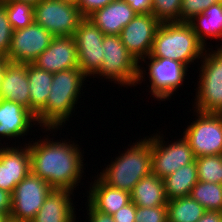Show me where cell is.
Listing matches in <instances>:
<instances>
[{"label": "cell", "instance_id": "4fadbf2b", "mask_svg": "<svg viewBox=\"0 0 222 222\" xmlns=\"http://www.w3.org/2000/svg\"><path fill=\"white\" fill-rule=\"evenodd\" d=\"M52 38L53 35L36 22L13 31L7 61L22 64L32 63L49 47Z\"/></svg>", "mask_w": 222, "mask_h": 222}, {"label": "cell", "instance_id": "ab89813d", "mask_svg": "<svg viewBox=\"0 0 222 222\" xmlns=\"http://www.w3.org/2000/svg\"><path fill=\"white\" fill-rule=\"evenodd\" d=\"M9 218H10L9 214L0 213V222H7Z\"/></svg>", "mask_w": 222, "mask_h": 222}, {"label": "cell", "instance_id": "ee69618b", "mask_svg": "<svg viewBox=\"0 0 222 222\" xmlns=\"http://www.w3.org/2000/svg\"><path fill=\"white\" fill-rule=\"evenodd\" d=\"M7 1H10V0H0V4H3L5 2H7Z\"/></svg>", "mask_w": 222, "mask_h": 222}, {"label": "cell", "instance_id": "2e32d148", "mask_svg": "<svg viewBox=\"0 0 222 222\" xmlns=\"http://www.w3.org/2000/svg\"><path fill=\"white\" fill-rule=\"evenodd\" d=\"M32 64L53 74L79 67L74 36H53L49 47Z\"/></svg>", "mask_w": 222, "mask_h": 222}, {"label": "cell", "instance_id": "6da1fadb", "mask_svg": "<svg viewBox=\"0 0 222 222\" xmlns=\"http://www.w3.org/2000/svg\"><path fill=\"white\" fill-rule=\"evenodd\" d=\"M52 140V141H50ZM37 140L29 145L31 171L53 189L74 191L83 176L84 164L81 149L75 142H60L51 138Z\"/></svg>", "mask_w": 222, "mask_h": 222}, {"label": "cell", "instance_id": "1f68e13d", "mask_svg": "<svg viewBox=\"0 0 222 222\" xmlns=\"http://www.w3.org/2000/svg\"><path fill=\"white\" fill-rule=\"evenodd\" d=\"M13 28L9 23L5 7L0 4V57L8 59Z\"/></svg>", "mask_w": 222, "mask_h": 222}, {"label": "cell", "instance_id": "d6986e66", "mask_svg": "<svg viewBox=\"0 0 222 222\" xmlns=\"http://www.w3.org/2000/svg\"><path fill=\"white\" fill-rule=\"evenodd\" d=\"M137 15L124 0H114L95 10L90 19L105 35H120L122 29Z\"/></svg>", "mask_w": 222, "mask_h": 222}, {"label": "cell", "instance_id": "603a6c76", "mask_svg": "<svg viewBox=\"0 0 222 222\" xmlns=\"http://www.w3.org/2000/svg\"><path fill=\"white\" fill-rule=\"evenodd\" d=\"M198 40L206 45V40L211 39H222V1H218L209 8H207L201 14L195 16L191 21L188 22ZM207 38V39H206ZM222 47V43L220 46Z\"/></svg>", "mask_w": 222, "mask_h": 222}, {"label": "cell", "instance_id": "74e56055", "mask_svg": "<svg viewBox=\"0 0 222 222\" xmlns=\"http://www.w3.org/2000/svg\"><path fill=\"white\" fill-rule=\"evenodd\" d=\"M12 194L0 189V213H11Z\"/></svg>", "mask_w": 222, "mask_h": 222}, {"label": "cell", "instance_id": "ac0fdd59", "mask_svg": "<svg viewBox=\"0 0 222 222\" xmlns=\"http://www.w3.org/2000/svg\"><path fill=\"white\" fill-rule=\"evenodd\" d=\"M35 123L36 116L30 110L15 102L0 99V137L20 139V136L27 135Z\"/></svg>", "mask_w": 222, "mask_h": 222}, {"label": "cell", "instance_id": "9a60e30c", "mask_svg": "<svg viewBox=\"0 0 222 222\" xmlns=\"http://www.w3.org/2000/svg\"><path fill=\"white\" fill-rule=\"evenodd\" d=\"M20 147V148H19ZM31 171L29 145L0 148V189L13 194L15 186Z\"/></svg>", "mask_w": 222, "mask_h": 222}, {"label": "cell", "instance_id": "ba28073f", "mask_svg": "<svg viewBox=\"0 0 222 222\" xmlns=\"http://www.w3.org/2000/svg\"><path fill=\"white\" fill-rule=\"evenodd\" d=\"M83 18L76 5L60 0H41L34 5V22L53 36H74Z\"/></svg>", "mask_w": 222, "mask_h": 222}, {"label": "cell", "instance_id": "9c48e42d", "mask_svg": "<svg viewBox=\"0 0 222 222\" xmlns=\"http://www.w3.org/2000/svg\"><path fill=\"white\" fill-rule=\"evenodd\" d=\"M53 188L32 171L21 180L12 194L10 219L30 222L44 204Z\"/></svg>", "mask_w": 222, "mask_h": 222}, {"label": "cell", "instance_id": "8992f818", "mask_svg": "<svg viewBox=\"0 0 222 222\" xmlns=\"http://www.w3.org/2000/svg\"><path fill=\"white\" fill-rule=\"evenodd\" d=\"M209 49L200 58L203 61L198 88L194 89L197 90L194 111L222 114V47H217V51Z\"/></svg>", "mask_w": 222, "mask_h": 222}, {"label": "cell", "instance_id": "7a4b0ae2", "mask_svg": "<svg viewBox=\"0 0 222 222\" xmlns=\"http://www.w3.org/2000/svg\"><path fill=\"white\" fill-rule=\"evenodd\" d=\"M86 78L79 67L54 73L47 103L37 113V125L46 131H54L65 124L76 109Z\"/></svg>", "mask_w": 222, "mask_h": 222}, {"label": "cell", "instance_id": "d6a6232c", "mask_svg": "<svg viewBox=\"0 0 222 222\" xmlns=\"http://www.w3.org/2000/svg\"><path fill=\"white\" fill-rule=\"evenodd\" d=\"M135 222H168L167 206H136Z\"/></svg>", "mask_w": 222, "mask_h": 222}, {"label": "cell", "instance_id": "e575fe53", "mask_svg": "<svg viewBox=\"0 0 222 222\" xmlns=\"http://www.w3.org/2000/svg\"><path fill=\"white\" fill-rule=\"evenodd\" d=\"M136 205L131 201L115 212L112 217L115 222H135Z\"/></svg>", "mask_w": 222, "mask_h": 222}, {"label": "cell", "instance_id": "8fae6325", "mask_svg": "<svg viewBox=\"0 0 222 222\" xmlns=\"http://www.w3.org/2000/svg\"><path fill=\"white\" fill-rule=\"evenodd\" d=\"M148 58V59H147ZM148 65V76L150 82L151 94L157 100H168L171 95L182 86L187 75L188 67L178 61L167 58H154L150 55L143 58L140 62H146Z\"/></svg>", "mask_w": 222, "mask_h": 222}, {"label": "cell", "instance_id": "52a82bcc", "mask_svg": "<svg viewBox=\"0 0 222 222\" xmlns=\"http://www.w3.org/2000/svg\"><path fill=\"white\" fill-rule=\"evenodd\" d=\"M196 112L198 118L185 129L195 157L222 154V114Z\"/></svg>", "mask_w": 222, "mask_h": 222}, {"label": "cell", "instance_id": "f6af8a7d", "mask_svg": "<svg viewBox=\"0 0 222 222\" xmlns=\"http://www.w3.org/2000/svg\"><path fill=\"white\" fill-rule=\"evenodd\" d=\"M7 222H19V221H15L9 218Z\"/></svg>", "mask_w": 222, "mask_h": 222}, {"label": "cell", "instance_id": "7402d4cb", "mask_svg": "<svg viewBox=\"0 0 222 222\" xmlns=\"http://www.w3.org/2000/svg\"><path fill=\"white\" fill-rule=\"evenodd\" d=\"M131 201L139 207L166 206L164 180L150 173L144 176L133 188Z\"/></svg>", "mask_w": 222, "mask_h": 222}, {"label": "cell", "instance_id": "7c38bea8", "mask_svg": "<svg viewBox=\"0 0 222 222\" xmlns=\"http://www.w3.org/2000/svg\"><path fill=\"white\" fill-rule=\"evenodd\" d=\"M104 36L105 34L87 17L79 22L75 30L79 68L87 77L94 78L102 66Z\"/></svg>", "mask_w": 222, "mask_h": 222}, {"label": "cell", "instance_id": "f35d334b", "mask_svg": "<svg viewBox=\"0 0 222 222\" xmlns=\"http://www.w3.org/2000/svg\"><path fill=\"white\" fill-rule=\"evenodd\" d=\"M197 222H222V212L206 211Z\"/></svg>", "mask_w": 222, "mask_h": 222}, {"label": "cell", "instance_id": "d4e9b609", "mask_svg": "<svg viewBox=\"0 0 222 222\" xmlns=\"http://www.w3.org/2000/svg\"><path fill=\"white\" fill-rule=\"evenodd\" d=\"M163 180L168 201L189 196L191 189L198 182L196 162L184 165Z\"/></svg>", "mask_w": 222, "mask_h": 222}, {"label": "cell", "instance_id": "30bf717a", "mask_svg": "<svg viewBox=\"0 0 222 222\" xmlns=\"http://www.w3.org/2000/svg\"><path fill=\"white\" fill-rule=\"evenodd\" d=\"M152 136L148 138L151 141L152 150L151 173L159 178L164 179L184 165L196 160L192 148L184 136L168 145L163 143V136L157 133Z\"/></svg>", "mask_w": 222, "mask_h": 222}, {"label": "cell", "instance_id": "5b68a950", "mask_svg": "<svg viewBox=\"0 0 222 222\" xmlns=\"http://www.w3.org/2000/svg\"><path fill=\"white\" fill-rule=\"evenodd\" d=\"M102 46V66L96 73L97 77L102 76L109 81L112 79L111 81L121 87L136 86L145 80L146 70L141 68L137 59L126 49L120 35H105Z\"/></svg>", "mask_w": 222, "mask_h": 222}, {"label": "cell", "instance_id": "d590c367", "mask_svg": "<svg viewBox=\"0 0 222 222\" xmlns=\"http://www.w3.org/2000/svg\"><path fill=\"white\" fill-rule=\"evenodd\" d=\"M87 204V211H89L87 215L90 222H115L112 215L96 210L89 202Z\"/></svg>", "mask_w": 222, "mask_h": 222}, {"label": "cell", "instance_id": "5bb4252c", "mask_svg": "<svg viewBox=\"0 0 222 222\" xmlns=\"http://www.w3.org/2000/svg\"><path fill=\"white\" fill-rule=\"evenodd\" d=\"M161 22L152 13L137 14L121 31L126 49L140 63L150 55L153 41Z\"/></svg>", "mask_w": 222, "mask_h": 222}, {"label": "cell", "instance_id": "277c9868", "mask_svg": "<svg viewBox=\"0 0 222 222\" xmlns=\"http://www.w3.org/2000/svg\"><path fill=\"white\" fill-rule=\"evenodd\" d=\"M124 152L98 176L107 185L131 193L134 186L151 173V141L146 137L140 139Z\"/></svg>", "mask_w": 222, "mask_h": 222}, {"label": "cell", "instance_id": "e0dca14e", "mask_svg": "<svg viewBox=\"0 0 222 222\" xmlns=\"http://www.w3.org/2000/svg\"><path fill=\"white\" fill-rule=\"evenodd\" d=\"M0 99L15 102L30 110L27 64L6 61L1 73Z\"/></svg>", "mask_w": 222, "mask_h": 222}, {"label": "cell", "instance_id": "cb8c5ba5", "mask_svg": "<svg viewBox=\"0 0 222 222\" xmlns=\"http://www.w3.org/2000/svg\"><path fill=\"white\" fill-rule=\"evenodd\" d=\"M27 76L30 90V111L37 117V113L47 103L51 91L53 73L28 63Z\"/></svg>", "mask_w": 222, "mask_h": 222}, {"label": "cell", "instance_id": "3957f363", "mask_svg": "<svg viewBox=\"0 0 222 222\" xmlns=\"http://www.w3.org/2000/svg\"><path fill=\"white\" fill-rule=\"evenodd\" d=\"M207 49L187 22L161 23L157 29L150 56L178 61L187 67L199 60Z\"/></svg>", "mask_w": 222, "mask_h": 222}, {"label": "cell", "instance_id": "4dcf8cb0", "mask_svg": "<svg viewBox=\"0 0 222 222\" xmlns=\"http://www.w3.org/2000/svg\"><path fill=\"white\" fill-rule=\"evenodd\" d=\"M218 0H181L180 22H189Z\"/></svg>", "mask_w": 222, "mask_h": 222}, {"label": "cell", "instance_id": "f1b7e54d", "mask_svg": "<svg viewBox=\"0 0 222 222\" xmlns=\"http://www.w3.org/2000/svg\"><path fill=\"white\" fill-rule=\"evenodd\" d=\"M198 181L222 184V154L197 157Z\"/></svg>", "mask_w": 222, "mask_h": 222}, {"label": "cell", "instance_id": "b9f144b4", "mask_svg": "<svg viewBox=\"0 0 222 222\" xmlns=\"http://www.w3.org/2000/svg\"><path fill=\"white\" fill-rule=\"evenodd\" d=\"M60 1H63V2H66V3H71V4L76 5V6L79 2V0H60Z\"/></svg>", "mask_w": 222, "mask_h": 222}, {"label": "cell", "instance_id": "60d3db41", "mask_svg": "<svg viewBox=\"0 0 222 222\" xmlns=\"http://www.w3.org/2000/svg\"><path fill=\"white\" fill-rule=\"evenodd\" d=\"M6 61L7 60L5 58L0 57V84H1V73H2V70H3V67H4Z\"/></svg>", "mask_w": 222, "mask_h": 222}, {"label": "cell", "instance_id": "484cf974", "mask_svg": "<svg viewBox=\"0 0 222 222\" xmlns=\"http://www.w3.org/2000/svg\"><path fill=\"white\" fill-rule=\"evenodd\" d=\"M166 206L168 222H197L206 212L190 195L170 200Z\"/></svg>", "mask_w": 222, "mask_h": 222}, {"label": "cell", "instance_id": "44dd1931", "mask_svg": "<svg viewBox=\"0 0 222 222\" xmlns=\"http://www.w3.org/2000/svg\"><path fill=\"white\" fill-rule=\"evenodd\" d=\"M93 185L90 184L88 201L96 210L113 215L131 202V193L107 185L97 174Z\"/></svg>", "mask_w": 222, "mask_h": 222}, {"label": "cell", "instance_id": "8d00e7d4", "mask_svg": "<svg viewBox=\"0 0 222 222\" xmlns=\"http://www.w3.org/2000/svg\"><path fill=\"white\" fill-rule=\"evenodd\" d=\"M137 14L151 13L152 0H124Z\"/></svg>", "mask_w": 222, "mask_h": 222}, {"label": "cell", "instance_id": "ffe728a7", "mask_svg": "<svg viewBox=\"0 0 222 222\" xmlns=\"http://www.w3.org/2000/svg\"><path fill=\"white\" fill-rule=\"evenodd\" d=\"M71 194V190L52 189L30 222H75L76 214Z\"/></svg>", "mask_w": 222, "mask_h": 222}, {"label": "cell", "instance_id": "f546056e", "mask_svg": "<svg viewBox=\"0 0 222 222\" xmlns=\"http://www.w3.org/2000/svg\"><path fill=\"white\" fill-rule=\"evenodd\" d=\"M181 0H152L151 13L161 23L180 22Z\"/></svg>", "mask_w": 222, "mask_h": 222}, {"label": "cell", "instance_id": "836d02e7", "mask_svg": "<svg viewBox=\"0 0 222 222\" xmlns=\"http://www.w3.org/2000/svg\"><path fill=\"white\" fill-rule=\"evenodd\" d=\"M114 0H79L77 7L83 17H88L95 10L105 7Z\"/></svg>", "mask_w": 222, "mask_h": 222}, {"label": "cell", "instance_id": "83f0119b", "mask_svg": "<svg viewBox=\"0 0 222 222\" xmlns=\"http://www.w3.org/2000/svg\"><path fill=\"white\" fill-rule=\"evenodd\" d=\"M2 5L6 9L13 31L28 27L34 22V5L32 3L10 0Z\"/></svg>", "mask_w": 222, "mask_h": 222}, {"label": "cell", "instance_id": "7bdbcfd3", "mask_svg": "<svg viewBox=\"0 0 222 222\" xmlns=\"http://www.w3.org/2000/svg\"><path fill=\"white\" fill-rule=\"evenodd\" d=\"M17 1L29 2V3H32L33 5H35L41 0H17Z\"/></svg>", "mask_w": 222, "mask_h": 222}, {"label": "cell", "instance_id": "4316f807", "mask_svg": "<svg viewBox=\"0 0 222 222\" xmlns=\"http://www.w3.org/2000/svg\"><path fill=\"white\" fill-rule=\"evenodd\" d=\"M190 196L206 211L222 212V184L198 181Z\"/></svg>", "mask_w": 222, "mask_h": 222}]
</instances>
